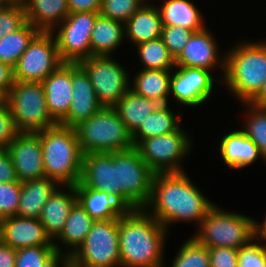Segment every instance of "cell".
Segmentation results:
<instances>
[{
  "label": "cell",
  "mask_w": 266,
  "mask_h": 267,
  "mask_svg": "<svg viewBox=\"0 0 266 267\" xmlns=\"http://www.w3.org/2000/svg\"><path fill=\"white\" fill-rule=\"evenodd\" d=\"M189 178L184 171L156 173L154 176L151 197L143 209L166 229L178 221H191L199 226L216 205Z\"/></svg>",
  "instance_id": "obj_1"
},
{
  "label": "cell",
  "mask_w": 266,
  "mask_h": 267,
  "mask_svg": "<svg viewBox=\"0 0 266 267\" xmlns=\"http://www.w3.org/2000/svg\"><path fill=\"white\" fill-rule=\"evenodd\" d=\"M167 232L144 209L128 210L119 218L121 267H164Z\"/></svg>",
  "instance_id": "obj_2"
},
{
  "label": "cell",
  "mask_w": 266,
  "mask_h": 267,
  "mask_svg": "<svg viewBox=\"0 0 266 267\" xmlns=\"http://www.w3.org/2000/svg\"><path fill=\"white\" fill-rule=\"evenodd\" d=\"M41 141L45 177L60 186H75L81 179L83 152L74 127L60 124L36 132Z\"/></svg>",
  "instance_id": "obj_3"
},
{
  "label": "cell",
  "mask_w": 266,
  "mask_h": 267,
  "mask_svg": "<svg viewBox=\"0 0 266 267\" xmlns=\"http://www.w3.org/2000/svg\"><path fill=\"white\" fill-rule=\"evenodd\" d=\"M264 42L244 40L225 54L224 80L217 82H223L241 103L249 102L266 81V41Z\"/></svg>",
  "instance_id": "obj_4"
},
{
  "label": "cell",
  "mask_w": 266,
  "mask_h": 267,
  "mask_svg": "<svg viewBox=\"0 0 266 267\" xmlns=\"http://www.w3.org/2000/svg\"><path fill=\"white\" fill-rule=\"evenodd\" d=\"M74 129L83 154L113 153L134 148L132 133L113 107H102Z\"/></svg>",
  "instance_id": "obj_5"
},
{
  "label": "cell",
  "mask_w": 266,
  "mask_h": 267,
  "mask_svg": "<svg viewBox=\"0 0 266 267\" xmlns=\"http://www.w3.org/2000/svg\"><path fill=\"white\" fill-rule=\"evenodd\" d=\"M256 219L224 211L215 205L201 220L193 237L205 247H226L239 250L256 239Z\"/></svg>",
  "instance_id": "obj_6"
},
{
  "label": "cell",
  "mask_w": 266,
  "mask_h": 267,
  "mask_svg": "<svg viewBox=\"0 0 266 267\" xmlns=\"http://www.w3.org/2000/svg\"><path fill=\"white\" fill-rule=\"evenodd\" d=\"M4 100L19 132L36 133L58 124L48 112L42 82L15 80Z\"/></svg>",
  "instance_id": "obj_7"
},
{
  "label": "cell",
  "mask_w": 266,
  "mask_h": 267,
  "mask_svg": "<svg viewBox=\"0 0 266 267\" xmlns=\"http://www.w3.org/2000/svg\"><path fill=\"white\" fill-rule=\"evenodd\" d=\"M71 267H121L119 218L94 221L84 242L71 255Z\"/></svg>",
  "instance_id": "obj_8"
},
{
  "label": "cell",
  "mask_w": 266,
  "mask_h": 267,
  "mask_svg": "<svg viewBox=\"0 0 266 267\" xmlns=\"http://www.w3.org/2000/svg\"><path fill=\"white\" fill-rule=\"evenodd\" d=\"M155 172L133 149L117 152L119 201L128 209H143L150 200Z\"/></svg>",
  "instance_id": "obj_9"
},
{
  "label": "cell",
  "mask_w": 266,
  "mask_h": 267,
  "mask_svg": "<svg viewBox=\"0 0 266 267\" xmlns=\"http://www.w3.org/2000/svg\"><path fill=\"white\" fill-rule=\"evenodd\" d=\"M187 133L180 126L172 133L146 138L135 148L155 173L183 172L180 163L192 145Z\"/></svg>",
  "instance_id": "obj_10"
},
{
  "label": "cell",
  "mask_w": 266,
  "mask_h": 267,
  "mask_svg": "<svg viewBox=\"0 0 266 267\" xmlns=\"http://www.w3.org/2000/svg\"><path fill=\"white\" fill-rule=\"evenodd\" d=\"M78 64L86 71L103 107H113L130 89V75L111 56H90Z\"/></svg>",
  "instance_id": "obj_11"
},
{
  "label": "cell",
  "mask_w": 266,
  "mask_h": 267,
  "mask_svg": "<svg viewBox=\"0 0 266 267\" xmlns=\"http://www.w3.org/2000/svg\"><path fill=\"white\" fill-rule=\"evenodd\" d=\"M62 63L53 33L40 31L13 67L14 79L42 82Z\"/></svg>",
  "instance_id": "obj_12"
},
{
  "label": "cell",
  "mask_w": 266,
  "mask_h": 267,
  "mask_svg": "<svg viewBox=\"0 0 266 267\" xmlns=\"http://www.w3.org/2000/svg\"><path fill=\"white\" fill-rule=\"evenodd\" d=\"M99 12H73L52 31L63 62L78 63L91 56V32ZM55 33V34H54Z\"/></svg>",
  "instance_id": "obj_13"
},
{
  "label": "cell",
  "mask_w": 266,
  "mask_h": 267,
  "mask_svg": "<svg viewBox=\"0 0 266 267\" xmlns=\"http://www.w3.org/2000/svg\"><path fill=\"white\" fill-rule=\"evenodd\" d=\"M175 68V73L171 74L169 94L180 105L195 107L205 103L213 93L216 81L212 71L193 67Z\"/></svg>",
  "instance_id": "obj_14"
},
{
  "label": "cell",
  "mask_w": 266,
  "mask_h": 267,
  "mask_svg": "<svg viewBox=\"0 0 266 267\" xmlns=\"http://www.w3.org/2000/svg\"><path fill=\"white\" fill-rule=\"evenodd\" d=\"M6 149L20 182L45 177L41 141L37 133L19 132Z\"/></svg>",
  "instance_id": "obj_15"
},
{
  "label": "cell",
  "mask_w": 266,
  "mask_h": 267,
  "mask_svg": "<svg viewBox=\"0 0 266 267\" xmlns=\"http://www.w3.org/2000/svg\"><path fill=\"white\" fill-rule=\"evenodd\" d=\"M80 182L86 188L106 192L119 200L117 152L83 154Z\"/></svg>",
  "instance_id": "obj_16"
},
{
  "label": "cell",
  "mask_w": 266,
  "mask_h": 267,
  "mask_svg": "<svg viewBox=\"0 0 266 267\" xmlns=\"http://www.w3.org/2000/svg\"><path fill=\"white\" fill-rule=\"evenodd\" d=\"M213 36L207 28L194 32L184 49L175 58V67H193L212 71L219 66L224 75L225 52L222 54L223 57L219 55L218 45Z\"/></svg>",
  "instance_id": "obj_17"
},
{
  "label": "cell",
  "mask_w": 266,
  "mask_h": 267,
  "mask_svg": "<svg viewBox=\"0 0 266 267\" xmlns=\"http://www.w3.org/2000/svg\"><path fill=\"white\" fill-rule=\"evenodd\" d=\"M71 83L72 103L67 115L58 123L65 127L76 126L103 107L97 100L88 74L78 63H71Z\"/></svg>",
  "instance_id": "obj_18"
},
{
  "label": "cell",
  "mask_w": 266,
  "mask_h": 267,
  "mask_svg": "<svg viewBox=\"0 0 266 267\" xmlns=\"http://www.w3.org/2000/svg\"><path fill=\"white\" fill-rule=\"evenodd\" d=\"M3 244L15 250L41 245H54L38 218L12 216L0 220Z\"/></svg>",
  "instance_id": "obj_19"
},
{
  "label": "cell",
  "mask_w": 266,
  "mask_h": 267,
  "mask_svg": "<svg viewBox=\"0 0 266 267\" xmlns=\"http://www.w3.org/2000/svg\"><path fill=\"white\" fill-rule=\"evenodd\" d=\"M42 84L48 112L59 123L67 115L72 103L71 63L63 62Z\"/></svg>",
  "instance_id": "obj_20"
},
{
  "label": "cell",
  "mask_w": 266,
  "mask_h": 267,
  "mask_svg": "<svg viewBox=\"0 0 266 267\" xmlns=\"http://www.w3.org/2000/svg\"><path fill=\"white\" fill-rule=\"evenodd\" d=\"M60 186L49 197L39 217L46 233L54 239L63 230L64 224L74 204L77 202L75 186H65L68 191L59 189Z\"/></svg>",
  "instance_id": "obj_21"
},
{
  "label": "cell",
  "mask_w": 266,
  "mask_h": 267,
  "mask_svg": "<svg viewBox=\"0 0 266 267\" xmlns=\"http://www.w3.org/2000/svg\"><path fill=\"white\" fill-rule=\"evenodd\" d=\"M221 158L230 169H243L264 158L257 145L240 129L225 134L219 142Z\"/></svg>",
  "instance_id": "obj_22"
},
{
  "label": "cell",
  "mask_w": 266,
  "mask_h": 267,
  "mask_svg": "<svg viewBox=\"0 0 266 267\" xmlns=\"http://www.w3.org/2000/svg\"><path fill=\"white\" fill-rule=\"evenodd\" d=\"M77 201L94 220L120 218L128 209L115 197L86 188L80 181L75 185Z\"/></svg>",
  "instance_id": "obj_23"
},
{
  "label": "cell",
  "mask_w": 266,
  "mask_h": 267,
  "mask_svg": "<svg viewBox=\"0 0 266 267\" xmlns=\"http://www.w3.org/2000/svg\"><path fill=\"white\" fill-rule=\"evenodd\" d=\"M162 20L159 10L155 5L146 2L128 21L124 24L125 38L133 45L155 40L161 37Z\"/></svg>",
  "instance_id": "obj_24"
},
{
  "label": "cell",
  "mask_w": 266,
  "mask_h": 267,
  "mask_svg": "<svg viewBox=\"0 0 266 267\" xmlns=\"http://www.w3.org/2000/svg\"><path fill=\"white\" fill-rule=\"evenodd\" d=\"M58 186L48 177L22 182L16 216L39 219L43 206Z\"/></svg>",
  "instance_id": "obj_25"
},
{
  "label": "cell",
  "mask_w": 266,
  "mask_h": 267,
  "mask_svg": "<svg viewBox=\"0 0 266 267\" xmlns=\"http://www.w3.org/2000/svg\"><path fill=\"white\" fill-rule=\"evenodd\" d=\"M26 22L39 31L52 32L69 15L67 0H27Z\"/></svg>",
  "instance_id": "obj_26"
},
{
  "label": "cell",
  "mask_w": 266,
  "mask_h": 267,
  "mask_svg": "<svg viewBox=\"0 0 266 267\" xmlns=\"http://www.w3.org/2000/svg\"><path fill=\"white\" fill-rule=\"evenodd\" d=\"M124 38V23L99 14L90 37L91 56H111Z\"/></svg>",
  "instance_id": "obj_27"
},
{
  "label": "cell",
  "mask_w": 266,
  "mask_h": 267,
  "mask_svg": "<svg viewBox=\"0 0 266 267\" xmlns=\"http://www.w3.org/2000/svg\"><path fill=\"white\" fill-rule=\"evenodd\" d=\"M157 8L163 26H181L194 32L206 28L202 14L189 0H165Z\"/></svg>",
  "instance_id": "obj_28"
},
{
  "label": "cell",
  "mask_w": 266,
  "mask_h": 267,
  "mask_svg": "<svg viewBox=\"0 0 266 267\" xmlns=\"http://www.w3.org/2000/svg\"><path fill=\"white\" fill-rule=\"evenodd\" d=\"M137 73L130 89L136 95L168 104L172 70L142 69Z\"/></svg>",
  "instance_id": "obj_29"
},
{
  "label": "cell",
  "mask_w": 266,
  "mask_h": 267,
  "mask_svg": "<svg viewBox=\"0 0 266 267\" xmlns=\"http://www.w3.org/2000/svg\"><path fill=\"white\" fill-rule=\"evenodd\" d=\"M94 219L84 210V208L77 201L72 207L70 214L64 224L61 233L54 239V247L56 251L61 252L60 247L56 243L57 240L60 244L63 243L66 248L67 254L72 255L75 250L84 242L91 230Z\"/></svg>",
  "instance_id": "obj_30"
},
{
  "label": "cell",
  "mask_w": 266,
  "mask_h": 267,
  "mask_svg": "<svg viewBox=\"0 0 266 267\" xmlns=\"http://www.w3.org/2000/svg\"><path fill=\"white\" fill-rule=\"evenodd\" d=\"M180 115L174 114L169 104H160L132 133L134 147L146 138L176 131L180 127Z\"/></svg>",
  "instance_id": "obj_31"
},
{
  "label": "cell",
  "mask_w": 266,
  "mask_h": 267,
  "mask_svg": "<svg viewBox=\"0 0 266 267\" xmlns=\"http://www.w3.org/2000/svg\"><path fill=\"white\" fill-rule=\"evenodd\" d=\"M159 105L160 103L156 100L136 95L129 89L113 108L117 111L127 129L133 133L147 118V115L154 112Z\"/></svg>",
  "instance_id": "obj_32"
},
{
  "label": "cell",
  "mask_w": 266,
  "mask_h": 267,
  "mask_svg": "<svg viewBox=\"0 0 266 267\" xmlns=\"http://www.w3.org/2000/svg\"><path fill=\"white\" fill-rule=\"evenodd\" d=\"M14 265L15 267H71V255L56 251L54 245L25 247L16 250Z\"/></svg>",
  "instance_id": "obj_33"
},
{
  "label": "cell",
  "mask_w": 266,
  "mask_h": 267,
  "mask_svg": "<svg viewBox=\"0 0 266 267\" xmlns=\"http://www.w3.org/2000/svg\"><path fill=\"white\" fill-rule=\"evenodd\" d=\"M40 31L29 22H26L16 32L0 39V61L14 67L28 48L30 42Z\"/></svg>",
  "instance_id": "obj_34"
},
{
  "label": "cell",
  "mask_w": 266,
  "mask_h": 267,
  "mask_svg": "<svg viewBox=\"0 0 266 267\" xmlns=\"http://www.w3.org/2000/svg\"><path fill=\"white\" fill-rule=\"evenodd\" d=\"M139 61L142 69L174 70L175 58L161 38L137 45Z\"/></svg>",
  "instance_id": "obj_35"
},
{
  "label": "cell",
  "mask_w": 266,
  "mask_h": 267,
  "mask_svg": "<svg viewBox=\"0 0 266 267\" xmlns=\"http://www.w3.org/2000/svg\"><path fill=\"white\" fill-rule=\"evenodd\" d=\"M242 104L247 107V118L241 131L257 145L266 161V106Z\"/></svg>",
  "instance_id": "obj_36"
},
{
  "label": "cell",
  "mask_w": 266,
  "mask_h": 267,
  "mask_svg": "<svg viewBox=\"0 0 266 267\" xmlns=\"http://www.w3.org/2000/svg\"><path fill=\"white\" fill-rule=\"evenodd\" d=\"M175 257L171 267H210L208 247L193 236L181 245Z\"/></svg>",
  "instance_id": "obj_37"
},
{
  "label": "cell",
  "mask_w": 266,
  "mask_h": 267,
  "mask_svg": "<svg viewBox=\"0 0 266 267\" xmlns=\"http://www.w3.org/2000/svg\"><path fill=\"white\" fill-rule=\"evenodd\" d=\"M145 3L144 0H102L99 14L125 24Z\"/></svg>",
  "instance_id": "obj_38"
},
{
  "label": "cell",
  "mask_w": 266,
  "mask_h": 267,
  "mask_svg": "<svg viewBox=\"0 0 266 267\" xmlns=\"http://www.w3.org/2000/svg\"><path fill=\"white\" fill-rule=\"evenodd\" d=\"M22 182H0V220L17 214Z\"/></svg>",
  "instance_id": "obj_39"
},
{
  "label": "cell",
  "mask_w": 266,
  "mask_h": 267,
  "mask_svg": "<svg viewBox=\"0 0 266 267\" xmlns=\"http://www.w3.org/2000/svg\"><path fill=\"white\" fill-rule=\"evenodd\" d=\"M26 23L24 5L11 4L0 8V39L16 32Z\"/></svg>",
  "instance_id": "obj_40"
},
{
  "label": "cell",
  "mask_w": 266,
  "mask_h": 267,
  "mask_svg": "<svg viewBox=\"0 0 266 267\" xmlns=\"http://www.w3.org/2000/svg\"><path fill=\"white\" fill-rule=\"evenodd\" d=\"M194 31L181 26H163L161 39L174 58L184 49Z\"/></svg>",
  "instance_id": "obj_41"
},
{
  "label": "cell",
  "mask_w": 266,
  "mask_h": 267,
  "mask_svg": "<svg viewBox=\"0 0 266 267\" xmlns=\"http://www.w3.org/2000/svg\"><path fill=\"white\" fill-rule=\"evenodd\" d=\"M260 244H258V242ZM238 250L237 267H266V248L257 239ZM257 242V243H256ZM262 243V244H261Z\"/></svg>",
  "instance_id": "obj_42"
},
{
  "label": "cell",
  "mask_w": 266,
  "mask_h": 267,
  "mask_svg": "<svg viewBox=\"0 0 266 267\" xmlns=\"http://www.w3.org/2000/svg\"><path fill=\"white\" fill-rule=\"evenodd\" d=\"M18 133L10 107L4 100L0 104V148H7Z\"/></svg>",
  "instance_id": "obj_43"
},
{
  "label": "cell",
  "mask_w": 266,
  "mask_h": 267,
  "mask_svg": "<svg viewBox=\"0 0 266 267\" xmlns=\"http://www.w3.org/2000/svg\"><path fill=\"white\" fill-rule=\"evenodd\" d=\"M210 267H237L238 250L226 247L208 248Z\"/></svg>",
  "instance_id": "obj_44"
},
{
  "label": "cell",
  "mask_w": 266,
  "mask_h": 267,
  "mask_svg": "<svg viewBox=\"0 0 266 267\" xmlns=\"http://www.w3.org/2000/svg\"><path fill=\"white\" fill-rule=\"evenodd\" d=\"M19 181L12 158L6 148H0V182L9 183Z\"/></svg>",
  "instance_id": "obj_45"
},
{
  "label": "cell",
  "mask_w": 266,
  "mask_h": 267,
  "mask_svg": "<svg viewBox=\"0 0 266 267\" xmlns=\"http://www.w3.org/2000/svg\"><path fill=\"white\" fill-rule=\"evenodd\" d=\"M14 69L11 65L0 61V95L5 99L14 85Z\"/></svg>",
  "instance_id": "obj_46"
},
{
  "label": "cell",
  "mask_w": 266,
  "mask_h": 267,
  "mask_svg": "<svg viewBox=\"0 0 266 267\" xmlns=\"http://www.w3.org/2000/svg\"><path fill=\"white\" fill-rule=\"evenodd\" d=\"M102 0H67L69 13L99 12Z\"/></svg>",
  "instance_id": "obj_47"
},
{
  "label": "cell",
  "mask_w": 266,
  "mask_h": 267,
  "mask_svg": "<svg viewBox=\"0 0 266 267\" xmlns=\"http://www.w3.org/2000/svg\"><path fill=\"white\" fill-rule=\"evenodd\" d=\"M16 250L2 244L0 246V267H15Z\"/></svg>",
  "instance_id": "obj_48"
},
{
  "label": "cell",
  "mask_w": 266,
  "mask_h": 267,
  "mask_svg": "<svg viewBox=\"0 0 266 267\" xmlns=\"http://www.w3.org/2000/svg\"><path fill=\"white\" fill-rule=\"evenodd\" d=\"M249 103L256 106H266V81L262 85L259 92L249 101Z\"/></svg>",
  "instance_id": "obj_49"
},
{
  "label": "cell",
  "mask_w": 266,
  "mask_h": 267,
  "mask_svg": "<svg viewBox=\"0 0 266 267\" xmlns=\"http://www.w3.org/2000/svg\"><path fill=\"white\" fill-rule=\"evenodd\" d=\"M256 239H258L261 242L263 240H264V242H266V228H256ZM265 244H263V245L266 248Z\"/></svg>",
  "instance_id": "obj_50"
},
{
  "label": "cell",
  "mask_w": 266,
  "mask_h": 267,
  "mask_svg": "<svg viewBox=\"0 0 266 267\" xmlns=\"http://www.w3.org/2000/svg\"><path fill=\"white\" fill-rule=\"evenodd\" d=\"M13 4L10 0H0V8H4Z\"/></svg>",
  "instance_id": "obj_51"
},
{
  "label": "cell",
  "mask_w": 266,
  "mask_h": 267,
  "mask_svg": "<svg viewBox=\"0 0 266 267\" xmlns=\"http://www.w3.org/2000/svg\"><path fill=\"white\" fill-rule=\"evenodd\" d=\"M255 226H256V228H266V218H265L264 222H262V223L256 221Z\"/></svg>",
  "instance_id": "obj_52"
},
{
  "label": "cell",
  "mask_w": 266,
  "mask_h": 267,
  "mask_svg": "<svg viewBox=\"0 0 266 267\" xmlns=\"http://www.w3.org/2000/svg\"><path fill=\"white\" fill-rule=\"evenodd\" d=\"M13 4H20V5H24L27 0H10Z\"/></svg>",
  "instance_id": "obj_53"
},
{
  "label": "cell",
  "mask_w": 266,
  "mask_h": 267,
  "mask_svg": "<svg viewBox=\"0 0 266 267\" xmlns=\"http://www.w3.org/2000/svg\"><path fill=\"white\" fill-rule=\"evenodd\" d=\"M3 244V230L0 224V246Z\"/></svg>",
  "instance_id": "obj_54"
},
{
  "label": "cell",
  "mask_w": 266,
  "mask_h": 267,
  "mask_svg": "<svg viewBox=\"0 0 266 267\" xmlns=\"http://www.w3.org/2000/svg\"><path fill=\"white\" fill-rule=\"evenodd\" d=\"M4 101V98L0 95V104Z\"/></svg>",
  "instance_id": "obj_55"
}]
</instances>
